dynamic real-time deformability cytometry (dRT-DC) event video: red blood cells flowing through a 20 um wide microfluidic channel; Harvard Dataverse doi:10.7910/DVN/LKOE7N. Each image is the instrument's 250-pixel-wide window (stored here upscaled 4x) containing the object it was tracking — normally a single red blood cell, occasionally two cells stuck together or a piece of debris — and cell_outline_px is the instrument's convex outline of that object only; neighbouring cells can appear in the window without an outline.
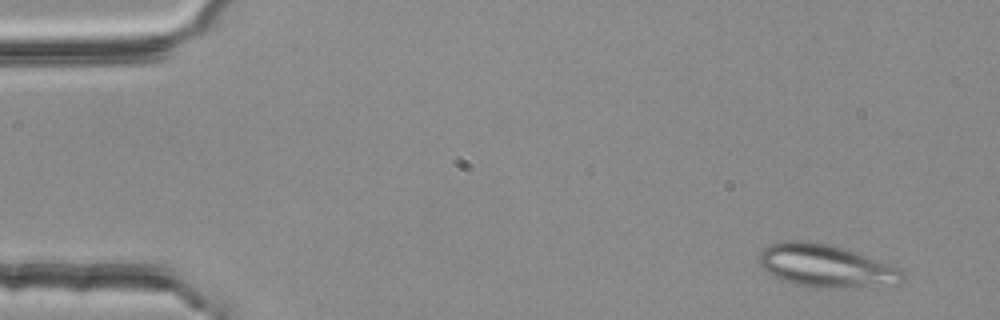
{"species": "common noctule bat (a hibernating species)", "species_latin": "Nyctalus noctula", "temperature_condition": "room temperature", "stored_images_in_passage": 3, "camera_frame_rate_fps": 3000, "um_per_image_px": 0.085, "animal": {"sex": "female", "body_mass_g": 25.1}, "frame": {"image": 1, "passage_image": 1, "time_ms": 0.0, "image_size_px": [1000, 320], "cell_outline_px": [[904, 280], [900, 284], [840, 288], [812, 288], [792, 284], [780, 280], [768, 272], [756, 260], [760, 252], [768, 244], [788, 240], [804, 240], [828, 244], [900, 268], [904, 272]], "centroid_in_image_um": [70.14, 22.62], "position_along_channel_um": 14.9, "area_um2": 35.78}}